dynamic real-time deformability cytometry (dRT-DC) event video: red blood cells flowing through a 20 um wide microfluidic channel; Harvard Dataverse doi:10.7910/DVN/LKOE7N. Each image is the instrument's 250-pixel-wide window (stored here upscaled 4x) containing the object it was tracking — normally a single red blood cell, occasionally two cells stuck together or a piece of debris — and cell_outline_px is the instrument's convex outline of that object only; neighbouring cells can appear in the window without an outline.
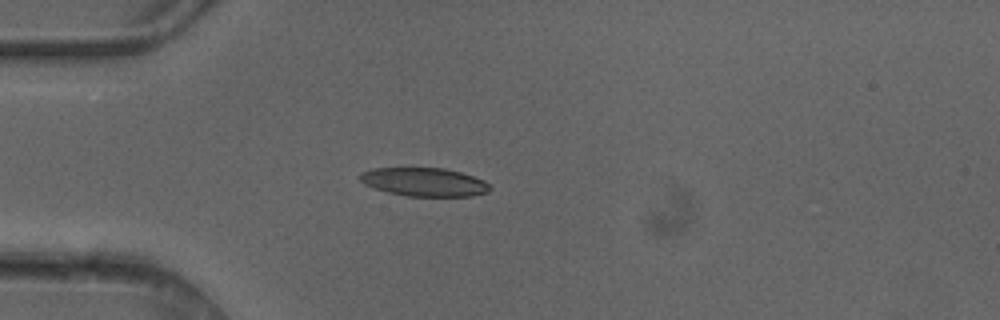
{"species": "common noctule bat (a hibernating species)", "species_latin": "Nyctalus noctula", "temperature_condition": "cold", "stored_images_in_passage": 4, "camera_frame_rate_fps": 3000, "um_per_image_px": 0.085, "animal": {"sex": "female"}, "frame": {"image": 1, "passage_image": 4, "time_ms": 1.0, "image_size_px": [1000, 320], "cell_outline_px": [[492, 188], [488, 192], [472, 196], [404, 196], [372, 188], [364, 184], [356, 176], [360, 172], [372, 168], [444, 168], [460, 172], [484, 180]], "centroid_in_image_um": [36.01, 15.47], "position_along_channel_um": 49.0, "area_um2": 21.79}}